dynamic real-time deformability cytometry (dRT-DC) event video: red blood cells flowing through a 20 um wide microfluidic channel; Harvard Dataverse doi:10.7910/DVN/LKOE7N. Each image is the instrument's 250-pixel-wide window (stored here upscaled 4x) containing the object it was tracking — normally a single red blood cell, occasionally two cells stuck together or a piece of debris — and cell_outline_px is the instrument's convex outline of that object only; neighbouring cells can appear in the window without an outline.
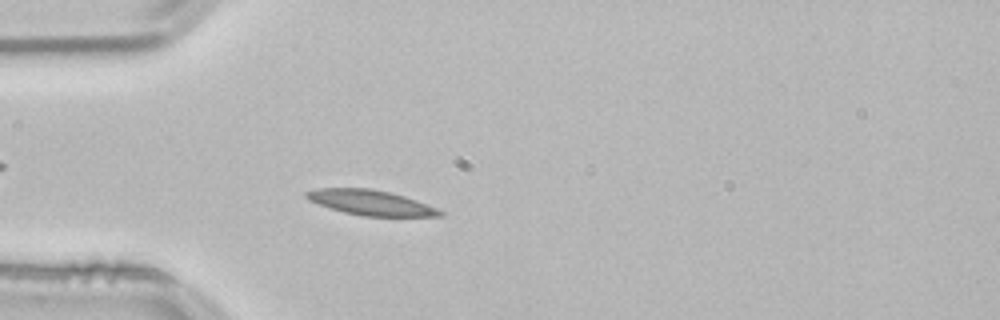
{"species": "common noctule bat (a hibernating species)", "species_latin": "Nyctalus noctula", "temperature_condition": "room temperature", "stored_images_in_passage": 51, "camera_frame_rate_fps": 3000, "um_per_image_px": 0.085, "animal": {"sex": "male", "body_mass_g": 21.5, "forearm_length_mm": 52.0}, "frame": {"image": 1, "passage_image": 13, "time_ms": 4.0, "image_size_px": [1000, 320], "cell_outline_px": [[444, 216], [364, 216], [344, 212], [328, 208], [308, 200], [304, 196], [304, 192], [316, 188], [372, 188], [404, 196], [416, 200], [436, 208], [444, 212]], "centroid_in_image_um": [31.46, 17.22], "position_along_channel_um": 53.5, "area_um2": 19.54}}
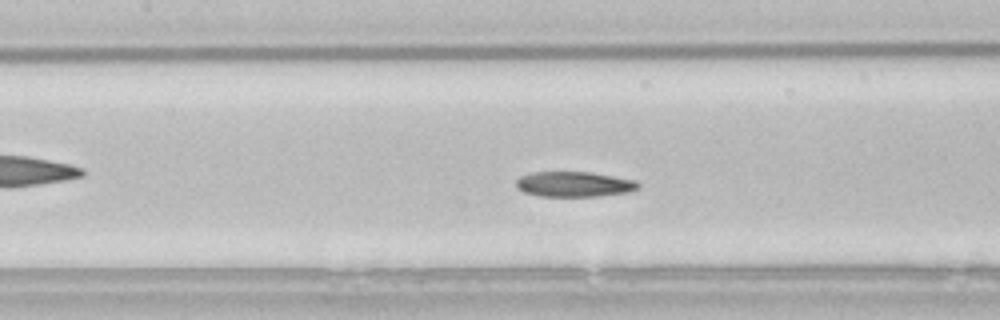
{"frame": {"image": 2, "passage_image": 22, "time_ms": 7.0, "image_size_px": [1000, 320], "cell_outline_px": [[640, 188], [632, 192], [600, 196], [540, 196], [524, 192], [516, 188], [516, 180], [520, 176], [532, 172], [592, 172], [636, 180], [640, 184]], "centroid_in_image_um": [48.84, 15.66], "position_along_channel_um": 158.6, "area_um2": 18.21}}
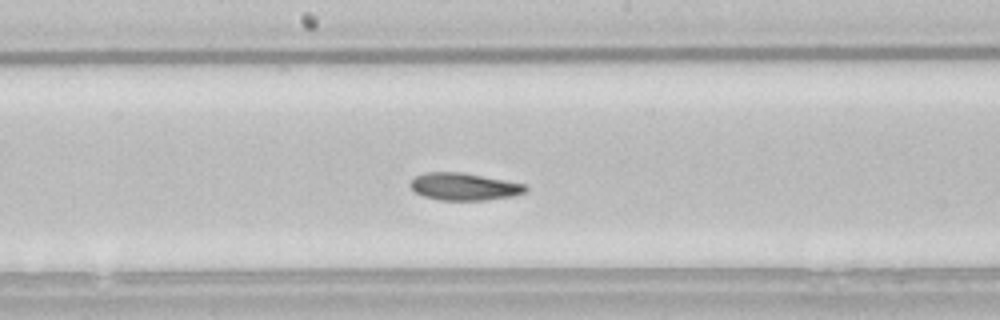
{"frame": {"image": 3, "passage_image": 26, "time_ms": 8.333, "image_size_px": [1000, 320], "cell_outline_px": [[528, 192], [512, 196], [484, 200], [440, 200], [424, 196], [416, 192], [408, 184], [416, 176], [424, 172], [460, 172], [528, 184]], "centroid_in_image_um": [39.48, 15.86], "position_along_channel_um": 208.7, "area_um2": 18.38}, "authors_computed_cell_mechanics": {"area_um2": 18.8428, "velocity_mm_per_s": 3.765, "shape_relaxation_time_tau1_ms": 8.3219, "shape_relaxation_time_tau2_ms": null, "deformation_change_tau1": 0.1818, "deformation_change_tau2": null}}